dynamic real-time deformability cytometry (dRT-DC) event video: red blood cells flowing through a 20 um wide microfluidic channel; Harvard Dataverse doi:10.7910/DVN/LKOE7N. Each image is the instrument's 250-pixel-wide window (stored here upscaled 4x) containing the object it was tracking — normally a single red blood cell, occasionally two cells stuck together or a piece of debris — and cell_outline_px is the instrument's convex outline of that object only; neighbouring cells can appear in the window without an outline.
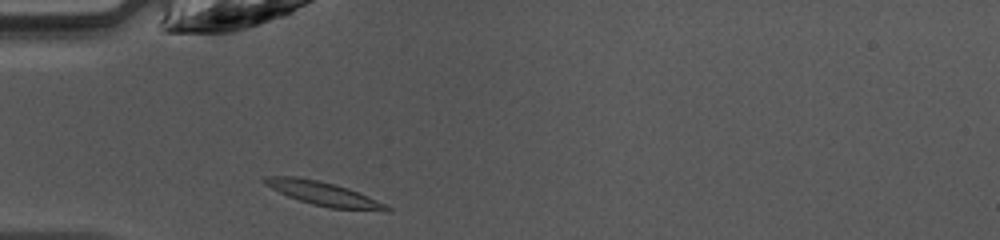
{"species": "common noctule bat (a hibernating species)", "species_latin": "Nyctalus noctula", "temperature_condition": "warm", "stored_images_in_passage": 34, "camera_frame_rate_fps": 3000, "um_per_image_px": 0.085, "animal": {"sex": "female", "body_mass_g": 10.0, "forearm_length_mm": 53.1}, "frame": {"image": 1, "passage_image": 1, "time_ms": 0.0, "image_size_px": [1000, 240], "cell_outline_px": [[392, 208], [388, 212], [384, 212], [328, 208], [312, 204], [288, 196], [264, 184], [260, 180], [264, 176], [296, 176], [336, 184], [348, 188], [388, 204]], "centroid_in_image_um": [27.57, 16.48], "position_along_channel_um": 57.4, "area_um2": 17.28}}
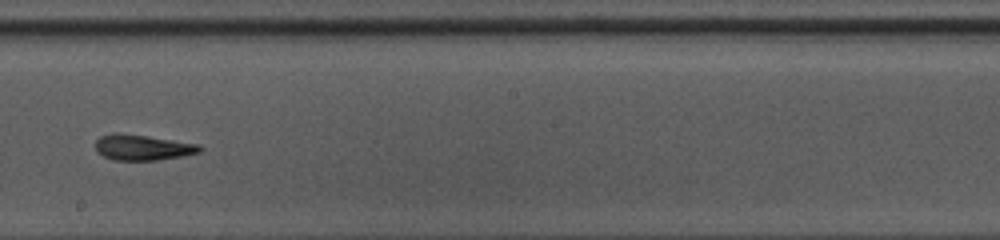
{"frame": {"image": 2, "passage_image": 14, "time_ms": 4.333, "image_size_px": [1000, 240], "cell_outline_px": [[204, 148], [200, 152], [184, 156], [156, 160], [112, 160], [96, 152], [96, 140], [100, 136], [112, 132], [116, 132], [148, 136], [200, 144]], "centroid_in_image_um": [12.13, 12.52], "position_along_channel_um": 236.1, "area_um2": 15.78}}
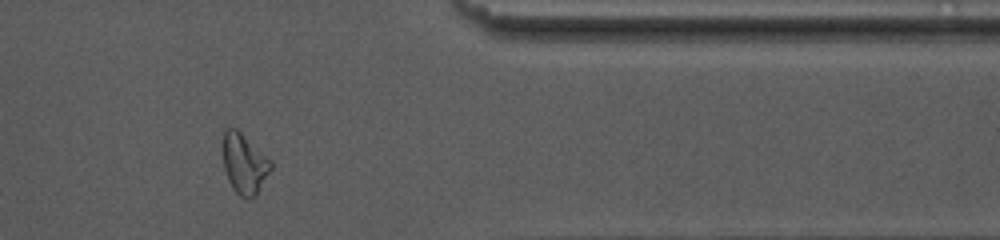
{"frame": {"image": 3, "passage_image": 26, "time_ms": 8.333, "image_size_px": [1000, 240], "cell_outline_px": [[272, 168], [256, 196], [248, 200], [240, 196], [232, 188], [228, 180], [224, 168], [224, 128], [236, 128], [272, 160]], "centroid_in_image_um": [20.79, 13.94], "position_along_channel_um": 390.6, "area_um2": 16.82}, "authors_computed_cell_mechanics": {"area_um2": 15.6349, "velocity_mm_per_s": 4.2326, "shape_relaxation_time_tau1_ms": null, "shape_relaxation_time_tau2_ms": 4.3657, "deformation_change_tau1": null, "deformation_change_tau2": 0.1465}}